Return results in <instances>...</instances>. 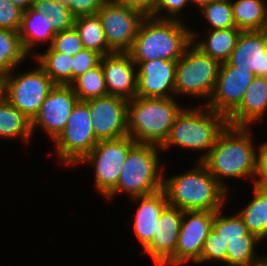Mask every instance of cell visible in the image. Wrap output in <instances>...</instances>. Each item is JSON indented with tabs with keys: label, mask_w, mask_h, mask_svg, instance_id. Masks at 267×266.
<instances>
[{
	"label": "cell",
	"mask_w": 267,
	"mask_h": 266,
	"mask_svg": "<svg viewBox=\"0 0 267 266\" xmlns=\"http://www.w3.org/2000/svg\"><path fill=\"white\" fill-rule=\"evenodd\" d=\"M195 36L179 19L147 16L141 22L128 53L136 65L158 59L178 61L187 46L195 43Z\"/></svg>",
	"instance_id": "1"
},
{
	"label": "cell",
	"mask_w": 267,
	"mask_h": 266,
	"mask_svg": "<svg viewBox=\"0 0 267 266\" xmlns=\"http://www.w3.org/2000/svg\"><path fill=\"white\" fill-rule=\"evenodd\" d=\"M247 127L227 124L201 161L226 191L221 178H249L256 173L257 155Z\"/></svg>",
	"instance_id": "2"
},
{
	"label": "cell",
	"mask_w": 267,
	"mask_h": 266,
	"mask_svg": "<svg viewBox=\"0 0 267 266\" xmlns=\"http://www.w3.org/2000/svg\"><path fill=\"white\" fill-rule=\"evenodd\" d=\"M163 190L169 206L183 211L216 212L222 209L227 195L201 161L189 172L164 179Z\"/></svg>",
	"instance_id": "3"
},
{
	"label": "cell",
	"mask_w": 267,
	"mask_h": 266,
	"mask_svg": "<svg viewBox=\"0 0 267 266\" xmlns=\"http://www.w3.org/2000/svg\"><path fill=\"white\" fill-rule=\"evenodd\" d=\"M173 98L135 97L128 100L127 130L138 144L161 147L182 110Z\"/></svg>",
	"instance_id": "4"
},
{
	"label": "cell",
	"mask_w": 267,
	"mask_h": 266,
	"mask_svg": "<svg viewBox=\"0 0 267 266\" xmlns=\"http://www.w3.org/2000/svg\"><path fill=\"white\" fill-rule=\"evenodd\" d=\"M207 109V110H206ZM205 110L182 109L177 115L165 143L160 147L177 145L192 150H205L202 161L214 146L216 138L227 125V118L208 107ZM207 112V113H206Z\"/></svg>",
	"instance_id": "5"
},
{
	"label": "cell",
	"mask_w": 267,
	"mask_h": 266,
	"mask_svg": "<svg viewBox=\"0 0 267 266\" xmlns=\"http://www.w3.org/2000/svg\"><path fill=\"white\" fill-rule=\"evenodd\" d=\"M160 147L152 144L136 143L128 152L121 168L116 187L106 196L113 197L119 192L131 197L145 196L163 189L164 175L158 172ZM158 169V170H157Z\"/></svg>",
	"instance_id": "6"
},
{
	"label": "cell",
	"mask_w": 267,
	"mask_h": 266,
	"mask_svg": "<svg viewBox=\"0 0 267 266\" xmlns=\"http://www.w3.org/2000/svg\"><path fill=\"white\" fill-rule=\"evenodd\" d=\"M191 42L175 69V94L211 98L221 63L203 53ZM190 46H192L190 48Z\"/></svg>",
	"instance_id": "7"
},
{
	"label": "cell",
	"mask_w": 267,
	"mask_h": 266,
	"mask_svg": "<svg viewBox=\"0 0 267 266\" xmlns=\"http://www.w3.org/2000/svg\"><path fill=\"white\" fill-rule=\"evenodd\" d=\"M97 142L87 102L78 100L67 120L66 127L54 140L60 162L63 161L68 165L80 163Z\"/></svg>",
	"instance_id": "8"
},
{
	"label": "cell",
	"mask_w": 267,
	"mask_h": 266,
	"mask_svg": "<svg viewBox=\"0 0 267 266\" xmlns=\"http://www.w3.org/2000/svg\"><path fill=\"white\" fill-rule=\"evenodd\" d=\"M136 144L130 136L99 140L94 148L80 161L95 166V187L107 196L117 185L121 168L129 150Z\"/></svg>",
	"instance_id": "9"
},
{
	"label": "cell",
	"mask_w": 267,
	"mask_h": 266,
	"mask_svg": "<svg viewBox=\"0 0 267 266\" xmlns=\"http://www.w3.org/2000/svg\"><path fill=\"white\" fill-rule=\"evenodd\" d=\"M11 73L5 75L4 97L32 121L55 84L40 66L15 77Z\"/></svg>",
	"instance_id": "10"
},
{
	"label": "cell",
	"mask_w": 267,
	"mask_h": 266,
	"mask_svg": "<svg viewBox=\"0 0 267 266\" xmlns=\"http://www.w3.org/2000/svg\"><path fill=\"white\" fill-rule=\"evenodd\" d=\"M108 47L113 52H128L145 16L135 9L107 0L97 12Z\"/></svg>",
	"instance_id": "11"
},
{
	"label": "cell",
	"mask_w": 267,
	"mask_h": 266,
	"mask_svg": "<svg viewBox=\"0 0 267 266\" xmlns=\"http://www.w3.org/2000/svg\"><path fill=\"white\" fill-rule=\"evenodd\" d=\"M94 136L99 140L128 136V100L106 95L86 100Z\"/></svg>",
	"instance_id": "12"
},
{
	"label": "cell",
	"mask_w": 267,
	"mask_h": 266,
	"mask_svg": "<svg viewBox=\"0 0 267 266\" xmlns=\"http://www.w3.org/2000/svg\"><path fill=\"white\" fill-rule=\"evenodd\" d=\"M254 77L249 70L221 63L214 92L206 107L227 118L243 100Z\"/></svg>",
	"instance_id": "13"
},
{
	"label": "cell",
	"mask_w": 267,
	"mask_h": 266,
	"mask_svg": "<svg viewBox=\"0 0 267 266\" xmlns=\"http://www.w3.org/2000/svg\"><path fill=\"white\" fill-rule=\"evenodd\" d=\"M214 215V211H183L175 266L200 259L205 239L213 228Z\"/></svg>",
	"instance_id": "14"
},
{
	"label": "cell",
	"mask_w": 267,
	"mask_h": 266,
	"mask_svg": "<svg viewBox=\"0 0 267 266\" xmlns=\"http://www.w3.org/2000/svg\"><path fill=\"white\" fill-rule=\"evenodd\" d=\"M78 98L71 85H55L31 121L32 132L38 126L54 141L66 127Z\"/></svg>",
	"instance_id": "15"
},
{
	"label": "cell",
	"mask_w": 267,
	"mask_h": 266,
	"mask_svg": "<svg viewBox=\"0 0 267 266\" xmlns=\"http://www.w3.org/2000/svg\"><path fill=\"white\" fill-rule=\"evenodd\" d=\"M183 210L167 206L161 213L151 242L142 250L149 254L156 266H175V252Z\"/></svg>",
	"instance_id": "16"
},
{
	"label": "cell",
	"mask_w": 267,
	"mask_h": 266,
	"mask_svg": "<svg viewBox=\"0 0 267 266\" xmlns=\"http://www.w3.org/2000/svg\"><path fill=\"white\" fill-rule=\"evenodd\" d=\"M108 95L132 100L137 94V73L128 52H113L100 59ZM135 65V66H134Z\"/></svg>",
	"instance_id": "17"
},
{
	"label": "cell",
	"mask_w": 267,
	"mask_h": 266,
	"mask_svg": "<svg viewBox=\"0 0 267 266\" xmlns=\"http://www.w3.org/2000/svg\"><path fill=\"white\" fill-rule=\"evenodd\" d=\"M176 64L177 61L162 59L140 62L136 72V97L172 98L171 93L175 94Z\"/></svg>",
	"instance_id": "18"
},
{
	"label": "cell",
	"mask_w": 267,
	"mask_h": 266,
	"mask_svg": "<svg viewBox=\"0 0 267 266\" xmlns=\"http://www.w3.org/2000/svg\"><path fill=\"white\" fill-rule=\"evenodd\" d=\"M226 63L267 77V30L241 31Z\"/></svg>",
	"instance_id": "19"
},
{
	"label": "cell",
	"mask_w": 267,
	"mask_h": 266,
	"mask_svg": "<svg viewBox=\"0 0 267 266\" xmlns=\"http://www.w3.org/2000/svg\"><path fill=\"white\" fill-rule=\"evenodd\" d=\"M267 111V77L255 76L239 106L227 117L231 126H246L260 120Z\"/></svg>",
	"instance_id": "20"
},
{
	"label": "cell",
	"mask_w": 267,
	"mask_h": 266,
	"mask_svg": "<svg viewBox=\"0 0 267 266\" xmlns=\"http://www.w3.org/2000/svg\"><path fill=\"white\" fill-rule=\"evenodd\" d=\"M132 199L141 201L135 213L133 229L144 249L151 242L159 217L169 204L163 189L149 195L135 196Z\"/></svg>",
	"instance_id": "21"
},
{
	"label": "cell",
	"mask_w": 267,
	"mask_h": 266,
	"mask_svg": "<svg viewBox=\"0 0 267 266\" xmlns=\"http://www.w3.org/2000/svg\"><path fill=\"white\" fill-rule=\"evenodd\" d=\"M19 36L24 51L29 55L32 47L39 41H50V47L54 36L57 34L51 24L50 18L41 12L35 11L32 7L22 13ZM38 40V41H37Z\"/></svg>",
	"instance_id": "22"
},
{
	"label": "cell",
	"mask_w": 267,
	"mask_h": 266,
	"mask_svg": "<svg viewBox=\"0 0 267 266\" xmlns=\"http://www.w3.org/2000/svg\"><path fill=\"white\" fill-rule=\"evenodd\" d=\"M236 28L241 31L267 30V4L264 0H237L232 3Z\"/></svg>",
	"instance_id": "23"
},
{
	"label": "cell",
	"mask_w": 267,
	"mask_h": 266,
	"mask_svg": "<svg viewBox=\"0 0 267 266\" xmlns=\"http://www.w3.org/2000/svg\"><path fill=\"white\" fill-rule=\"evenodd\" d=\"M253 187L252 201L238 214L248 231L262 241L267 237V188Z\"/></svg>",
	"instance_id": "24"
},
{
	"label": "cell",
	"mask_w": 267,
	"mask_h": 266,
	"mask_svg": "<svg viewBox=\"0 0 267 266\" xmlns=\"http://www.w3.org/2000/svg\"><path fill=\"white\" fill-rule=\"evenodd\" d=\"M240 33L241 30L237 28L215 29L208 35L207 40L193 43V45L211 58L223 63L229 59Z\"/></svg>",
	"instance_id": "25"
},
{
	"label": "cell",
	"mask_w": 267,
	"mask_h": 266,
	"mask_svg": "<svg viewBox=\"0 0 267 266\" xmlns=\"http://www.w3.org/2000/svg\"><path fill=\"white\" fill-rule=\"evenodd\" d=\"M31 135V120L3 97L0 100V137H21L28 142Z\"/></svg>",
	"instance_id": "26"
},
{
	"label": "cell",
	"mask_w": 267,
	"mask_h": 266,
	"mask_svg": "<svg viewBox=\"0 0 267 266\" xmlns=\"http://www.w3.org/2000/svg\"><path fill=\"white\" fill-rule=\"evenodd\" d=\"M37 62L55 85H71L73 56L56 52L48 47L47 52L36 54Z\"/></svg>",
	"instance_id": "27"
},
{
	"label": "cell",
	"mask_w": 267,
	"mask_h": 266,
	"mask_svg": "<svg viewBox=\"0 0 267 266\" xmlns=\"http://www.w3.org/2000/svg\"><path fill=\"white\" fill-rule=\"evenodd\" d=\"M74 27L79 33L84 49L96 51L101 56L113 53L108 47L102 22L98 15L75 18Z\"/></svg>",
	"instance_id": "28"
},
{
	"label": "cell",
	"mask_w": 267,
	"mask_h": 266,
	"mask_svg": "<svg viewBox=\"0 0 267 266\" xmlns=\"http://www.w3.org/2000/svg\"><path fill=\"white\" fill-rule=\"evenodd\" d=\"M26 57L19 33L0 28V73L9 74Z\"/></svg>",
	"instance_id": "29"
},
{
	"label": "cell",
	"mask_w": 267,
	"mask_h": 266,
	"mask_svg": "<svg viewBox=\"0 0 267 266\" xmlns=\"http://www.w3.org/2000/svg\"><path fill=\"white\" fill-rule=\"evenodd\" d=\"M71 86L79 101H86L108 95L100 63L77 77Z\"/></svg>",
	"instance_id": "30"
},
{
	"label": "cell",
	"mask_w": 267,
	"mask_h": 266,
	"mask_svg": "<svg viewBox=\"0 0 267 266\" xmlns=\"http://www.w3.org/2000/svg\"><path fill=\"white\" fill-rule=\"evenodd\" d=\"M32 8L37 12L46 14L50 18L56 33L74 27L75 17L63 0H36Z\"/></svg>",
	"instance_id": "31"
},
{
	"label": "cell",
	"mask_w": 267,
	"mask_h": 266,
	"mask_svg": "<svg viewBox=\"0 0 267 266\" xmlns=\"http://www.w3.org/2000/svg\"><path fill=\"white\" fill-rule=\"evenodd\" d=\"M256 236H244V240L229 241L226 253L227 266H249L259 257L255 255V244L259 243Z\"/></svg>",
	"instance_id": "32"
},
{
	"label": "cell",
	"mask_w": 267,
	"mask_h": 266,
	"mask_svg": "<svg viewBox=\"0 0 267 266\" xmlns=\"http://www.w3.org/2000/svg\"><path fill=\"white\" fill-rule=\"evenodd\" d=\"M222 210L215 212L213 229L225 240L226 246L229 241L244 240V236H255L251 234L243 219L237 214L233 217L222 216Z\"/></svg>",
	"instance_id": "33"
},
{
	"label": "cell",
	"mask_w": 267,
	"mask_h": 266,
	"mask_svg": "<svg viewBox=\"0 0 267 266\" xmlns=\"http://www.w3.org/2000/svg\"><path fill=\"white\" fill-rule=\"evenodd\" d=\"M200 10L213 30L236 28L230 0H215L202 6Z\"/></svg>",
	"instance_id": "34"
},
{
	"label": "cell",
	"mask_w": 267,
	"mask_h": 266,
	"mask_svg": "<svg viewBox=\"0 0 267 266\" xmlns=\"http://www.w3.org/2000/svg\"><path fill=\"white\" fill-rule=\"evenodd\" d=\"M227 246L225 240L213 228L205 239L200 259L196 262L202 263L211 259L226 262Z\"/></svg>",
	"instance_id": "35"
},
{
	"label": "cell",
	"mask_w": 267,
	"mask_h": 266,
	"mask_svg": "<svg viewBox=\"0 0 267 266\" xmlns=\"http://www.w3.org/2000/svg\"><path fill=\"white\" fill-rule=\"evenodd\" d=\"M51 47L59 53L74 56L84 49L78 31L75 27L58 32L52 41Z\"/></svg>",
	"instance_id": "36"
},
{
	"label": "cell",
	"mask_w": 267,
	"mask_h": 266,
	"mask_svg": "<svg viewBox=\"0 0 267 266\" xmlns=\"http://www.w3.org/2000/svg\"><path fill=\"white\" fill-rule=\"evenodd\" d=\"M22 13L10 0H0V28L19 32Z\"/></svg>",
	"instance_id": "37"
},
{
	"label": "cell",
	"mask_w": 267,
	"mask_h": 266,
	"mask_svg": "<svg viewBox=\"0 0 267 266\" xmlns=\"http://www.w3.org/2000/svg\"><path fill=\"white\" fill-rule=\"evenodd\" d=\"M101 55L90 49H83L73 56L72 83L87 70L100 63Z\"/></svg>",
	"instance_id": "38"
},
{
	"label": "cell",
	"mask_w": 267,
	"mask_h": 266,
	"mask_svg": "<svg viewBox=\"0 0 267 266\" xmlns=\"http://www.w3.org/2000/svg\"><path fill=\"white\" fill-rule=\"evenodd\" d=\"M71 11L72 15L77 18L81 16L97 15L99 9L107 0H63Z\"/></svg>",
	"instance_id": "39"
},
{
	"label": "cell",
	"mask_w": 267,
	"mask_h": 266,
	"mask_svg": "<svg viewBox=\"0 0 267 266\" xmlns=\"http://www.w3.org/2000/svg\"><path fill=\"white\" fill-rule=\"evenodd\" d=\"M255 176L260 177L254 180V185L260 188H267V142L259 147Z\"/></svg>",
	"instance_id": "40"
},
{
	"label": "cell",
	"mask_w": 267,
	"mask_h": 266,
	"mask_svg": "<svg viewBox=\"0 0 267 266\" xmlns=\"http://www.w3.org/2000/svg\"><path fill=\"white\" fill-rule=\"evenodd\" d=\"M187 1L189 0H157L156 7H155L152 17L157 18V19H162L159 17L158 14L161 13L160 11L162 10H165V11L167 10L168 13H170L172 16L168 18L163 17V19L178 20L176 15L181 13L180 11L183 10L182 8H184V6L188 3Z\"/></svg>",
	"instance_id": "41"
},
{
	"label": "cell",
	"mask_w": 267,
	"mask_h": 266,
	"mask_svg": "<svg viewBox=\"0 0 267 266\" xmlns=\"http://www.w3.org/2000/svg\"><path fill=\"white\" fill-rule=\"evenodd\" d=\"M114 2L124 5L128 8L135 9L145 17L153 16L157 0H113Z\"/></svg>",
	"instance_id": "42"
},
{
	"label": "cell",
	"mask_w": 267,
	"mask_h": 266,
	"mask_svg": "<svg viewBox=\"0 0 267 266\" xmlns=\"http://www.w3.org/2000/svg\"><path fill=\"white\" fill-rule=\"evenodd\" d=\"M10 1L24 11L31 8L36 0H10Z\"/></svg>",
	"instance_id": "43"
},
{
	"label": "cell",
	"mask_w": 267,
	"mask_h": 266,
	"mask_svg": "<svg viewBox=\"0 0 267 266\" xmlns=\"http://www.w3.org/2000/svg\"><path fill=\"white\" fill-rule=\"evenodd\" d=\"M249 266H267V257L258 258L252 262Z\"/></svg>",
	"instance_id": "44"
},
{
	"label": "cell",
	"mask_w": 267,
	"mask_h": 266,
	"mask_svg": "<svg viewBox=\"0 0 267 266\" xmlns=\"http://www.w3.org/2000/svg\"><path fill=\"white\" fill-rule=\"evenodd\" d=\"M4 79L5 75L0 73V100L4 97Z\"/></svg>",
	"instance_id": "45"
},
{
	"label": "cell",
	"mask_w": 267,
	"mask_h": 266,
	"mask_svg": "<svg viewBox=\"0 0 267 266\" xmlns=\"http://www.w3.org/2000/svg\"><path fill=\"white\" fill-rule=\"evenodd\" d=\"M189 1H192V3H196L195 5H198L199 8H201L202 6L212 2V1H215V0H189Z\"/></svg>",
	"instance_id": "46"
}]
</instances>
